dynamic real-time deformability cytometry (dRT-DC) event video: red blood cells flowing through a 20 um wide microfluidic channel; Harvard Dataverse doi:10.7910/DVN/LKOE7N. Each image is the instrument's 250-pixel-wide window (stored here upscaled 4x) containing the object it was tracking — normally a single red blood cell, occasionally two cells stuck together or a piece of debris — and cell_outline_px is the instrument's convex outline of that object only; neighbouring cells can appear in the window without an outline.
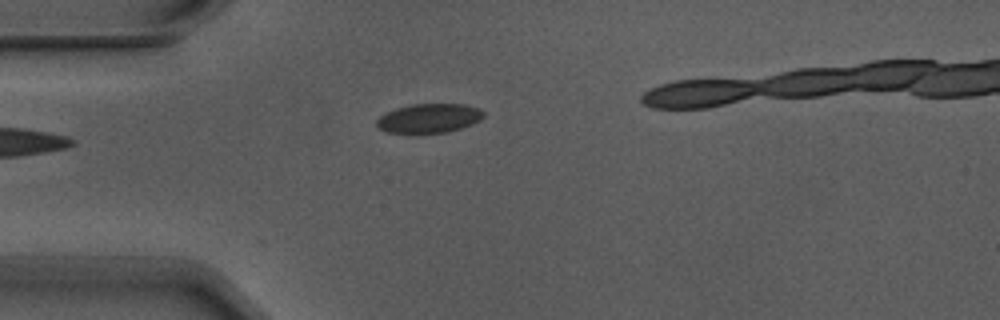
{"species": "Egyptian fruit bat (a non-hibernating species)", "species_latin": "Rousettus aegyptiacus", "temperature_condition": "warm", "stored_images_in_passage": 4, "camera_frame_rate_fps": 3000, "um_per_image_px": 0.085, "animal": {"sex": "male"}, "frame": {"image": 1, "passage_image": 4, "time_ms": 1.0, "image_size_px": [1000, 320], "cell_outline_px": [[484, 116], [480, 120], [472, 124], [448, 132], [388, 132], [380, 128], [376, 124], [376, 120], [380, 116], [396, 108], [412, 104], [464, 104], [480, 108], [484, 112]], "centroid_in_image_um": [36.51, 10.03], "position_along_channel_um": 48.5, "area_um2": 17.92}}